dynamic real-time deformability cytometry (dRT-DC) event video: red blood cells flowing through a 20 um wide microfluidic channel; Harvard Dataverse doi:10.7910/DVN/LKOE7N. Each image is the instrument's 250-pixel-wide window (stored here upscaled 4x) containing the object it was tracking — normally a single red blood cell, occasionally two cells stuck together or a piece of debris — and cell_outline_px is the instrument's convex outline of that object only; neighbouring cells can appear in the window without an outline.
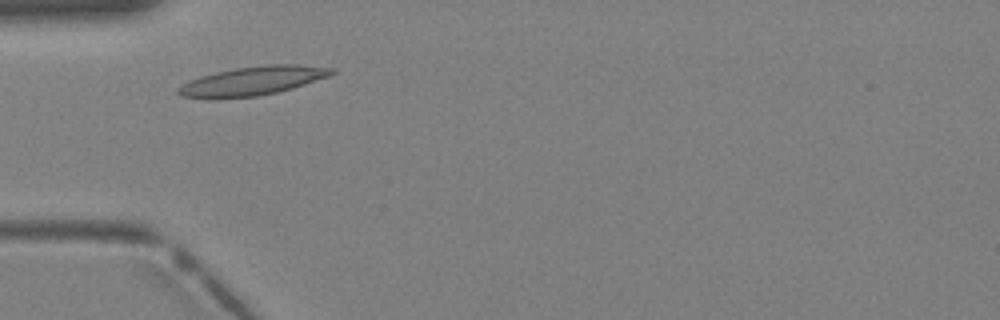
{"species": "Egyptian fruit bat (a non-hibernating species)", "species_latin": "Rousettus aegyptiacus", "temperature_condition": "warm", "stored_images_in_passage": 3, "camera_frame_rate_fps": 3000, "um_per_image_px": 0.085, "animal": {"sex": "female"}, "frame": {"image": 1, "passage_image": 2, "time_ms": 0.333, "image_size_px": [1000, 320], "cell_outline_px": [[336, 72], [328, 76], [292, 88], [276, 92], [256, 96], [180, 96], [176, 92], [176, 88], [188, 80], [200, 76], [216, 72], [236, 68], [268, 64], [300, 64], [336, 68]], "centroid_in_image_um": [21.54, 6.83], "position_along_channel_um": 63.5, "area_um2": 25.09}}
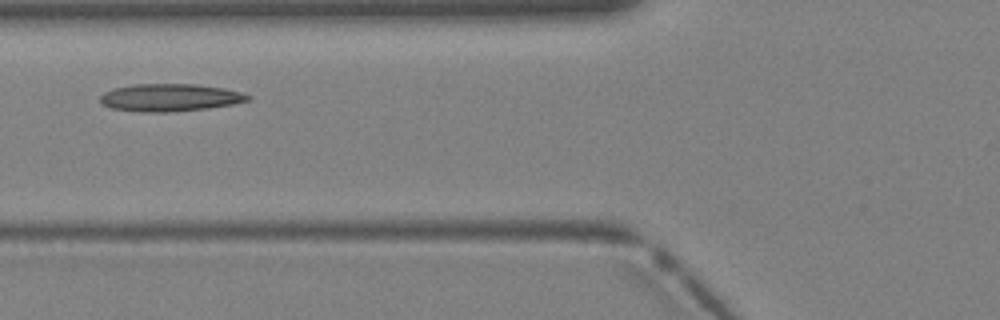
{"frame": {"image": 2, "passage_image": 3, "time_ms": 0.667, "image_size_px": [1000, 320], "cell_outline_px": [[252, 96], [248, 100], [232, 104], [208, 108], [172, 112], [140, 112], [112, 108], [104, 104], [100, 100], [100, 96], [104, 92], [112, 88], [136, 84], [196, 84], [224, 88], [240, 92]], "centroid_in_image_um": [14.43, 8.29], "position_along_channel_um": 111.4, "area_um2": 23.64}}